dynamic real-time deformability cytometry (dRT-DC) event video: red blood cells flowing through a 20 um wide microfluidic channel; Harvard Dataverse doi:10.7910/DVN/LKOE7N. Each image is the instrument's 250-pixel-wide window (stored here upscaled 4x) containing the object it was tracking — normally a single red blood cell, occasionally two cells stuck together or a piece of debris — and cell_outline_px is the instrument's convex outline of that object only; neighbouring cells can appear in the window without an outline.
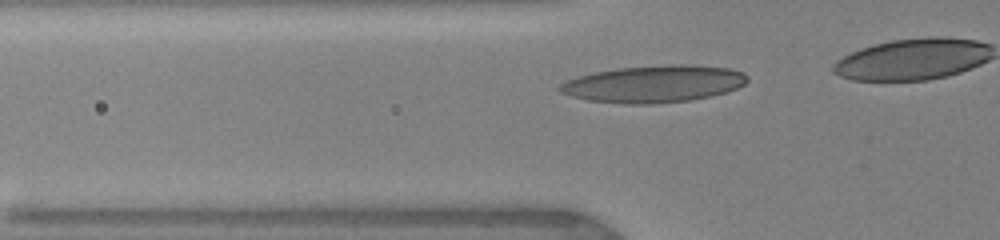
{"species": "human", "species_latin": "Homo sapiens", "temperature_condition": "warm", "stored_images_in_passage": 8, "camera_frame_rate_fps": 3000, "um_per_image_px": 0.085, "donor": {"sex": "female"}, "frame": {"image": 1, "passage_image": 5, "time_ms": 1.667, "image_size_px": [1000, 240], "cell_outline_px": [[748, 80], [744, 84], [736, 88], [712, 96], [688, 100], [652, 104], [624, 104], [588, 100], [572, 96], [560, 92], [556, 88], [564, 80], [596, 72], [616, 68], [672, 64], [684, 64], [728, 68], [744, 72], [748, 76]], "centroid_in_image_um": [55.55, 7.13], "position_along_channel_um": 70.2, "area_um2": 40.46}}